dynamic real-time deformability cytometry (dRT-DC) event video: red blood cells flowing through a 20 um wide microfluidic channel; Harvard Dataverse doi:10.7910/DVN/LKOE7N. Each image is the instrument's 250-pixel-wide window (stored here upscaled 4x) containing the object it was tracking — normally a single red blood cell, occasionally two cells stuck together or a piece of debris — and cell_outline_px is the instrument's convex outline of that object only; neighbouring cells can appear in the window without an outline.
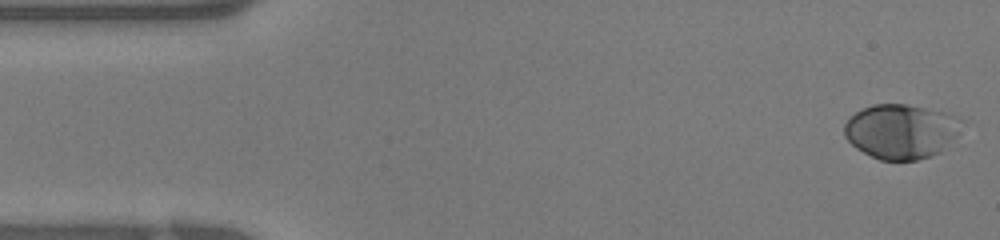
{"species": "human", "species_latin": "Homo sapiens", "temperature_condition": "warm", "stored_images_in_passage": 39, "camera_frame_rate_fps": 3000, "um_per_image_px": 0.085, "donor": {"sex": "female"}, "frame": {"image": 1, "passage_image": 1, "time_ms": 0.0, "image_size_px": [1000, 240], "cell_outline_px": [[968, 120], [956, 136], [940, 152], [932, 156], [916, 160], [880, 160], [856, 148], [844, 136], [844, 124], [848, 116], [872, 104], [904, 104], [948, 112], [960, 116]], "centroid_in_image_um": [76.64, 11.14], "position_along_channel_um": 8.4, "area_um2": 37.92}}
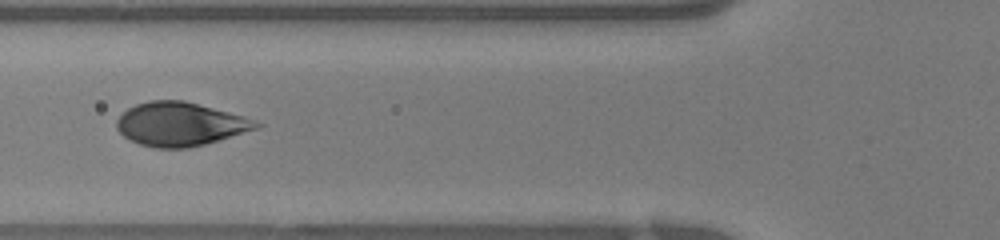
{"frame": {"image": 2, "passage_image": 14, "time_ms": 4.333, "image_size_px": [1000, 240], "cell_outline_px": [[264, 124], [260, 128], [220, 140], [188, 148], [156, 148], [140, 144], [128, 140], [116, 128], [116, 120], [128, 108], [136, 104], [148, 100], [184, 100], [244, 116], [256, 120]], "centroid_in_image_um": [15.33, 10.55], "position_along_channel_um": 110.5, "area_um2": 35.72}}
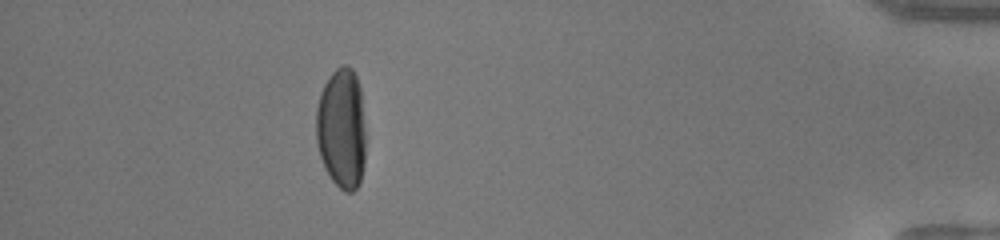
{"frame": {"image": 3, "passage_image": 35, "time_ms": 11.333, "image_size_px": [1000, 240], "cell_outline_px": [[364, 164], [360, 184], [352, 192], [344, 192], [332, 180], [324, 168], [320, 156], [316, 140], [316, 108], [320, 92], [324, 84], [332, 72], [340, 64], [348, 64], [352, 68], [356, 76], [360, 88], [364, 128]], "centroid_in_image_um": [29.02, 10.92], "position_along_channel_um": 406.2, "area_um2": 35.08}}